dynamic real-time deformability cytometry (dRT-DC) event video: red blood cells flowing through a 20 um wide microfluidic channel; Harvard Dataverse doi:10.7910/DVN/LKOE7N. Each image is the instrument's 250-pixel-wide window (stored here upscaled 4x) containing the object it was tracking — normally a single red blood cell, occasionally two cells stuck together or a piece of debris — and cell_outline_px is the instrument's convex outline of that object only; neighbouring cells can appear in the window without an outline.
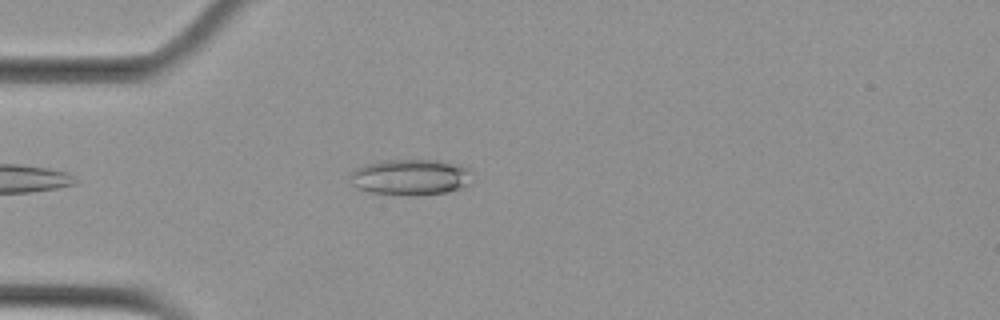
{"species": "Egyptian fruit bat (a non-hibernating species)", "species_latin": "Rousettus aegyptiacus", "temperature_condition": "cold", "stored_images_in_passage": 3, "camera_frame_rate_fps": 3000, "um_per_image_px": 0.085, "animal": {"sex": "female"}, "frame": {"image": 1, "passage_image": 2, "time_ms": 0.333, "image_size_px": [1000, 320], "cell_outline_px": [[472, 172], [468, 184], [460, 188], [448, 192], [416, 196], [408, 196], [368, 192], [356, 188], [352, 184], [348, 176], [348, 172], [364, 164], [380, 160], [440, 160], [460, 164], [468, 168]], "centroid_in_image_um": [34.85, 15.06], "position_along_channel_um": 50.2, "area_um2": 26.24}}